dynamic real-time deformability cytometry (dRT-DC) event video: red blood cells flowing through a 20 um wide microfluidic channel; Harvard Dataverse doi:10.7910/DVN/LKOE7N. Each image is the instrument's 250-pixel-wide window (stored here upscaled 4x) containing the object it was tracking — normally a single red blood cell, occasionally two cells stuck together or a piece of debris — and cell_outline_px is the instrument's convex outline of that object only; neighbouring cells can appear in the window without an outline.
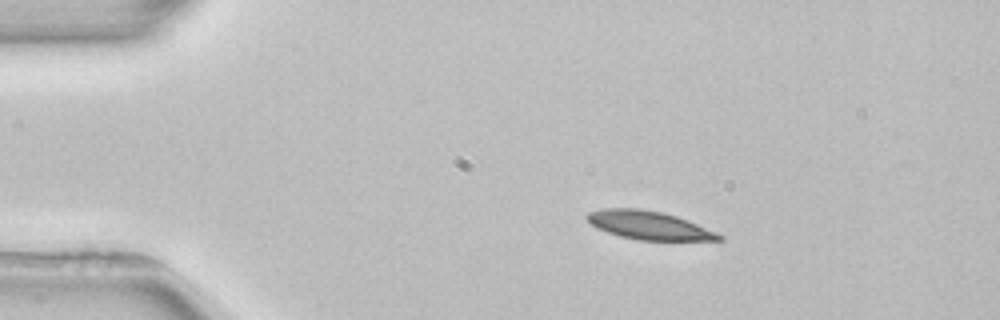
{"species": "common noctule bat (a hibernating species)", "species_latin": "Nyctalus noctula", "temperature_condition": "room temperature", "stored_images_in_passage": 5, "camera_frame_rate_fps": 3000, "um_per_image_px": 0.085, "animal": {"sex": "female", "body_mass_g": 22.7, "forearm_length_mm": 54.2}, "frame": {"image": 1, "passage_image": 2, "time_ms": 1.333, "image_size_px": [1000, 320], "cell_outline_px": [[724, 240], [640, 240], [620, 236], [608, 232], [592, 224], [584, 216], [588, 212], [604, 208], [640, 208], [660, 212], [676, 216], [716, 232], [724, 236]], "centroid_in_image_um": [55.15, 19.14], "position_along_channel_um": 29.9, "area_um2": 21.5}}
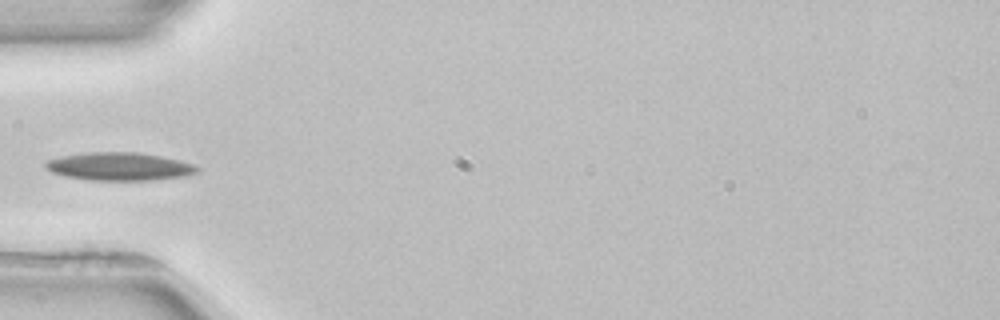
{"frame": {"image": 2, "passage_image": 4, "time_ms": 4.0, "image_size_px": [1000, 320], "cell_outline_px": [[200, 168], [196, 172], [184, 176], [152, 180], [92, 180], [64, 176], [52, 172], [44, 168], [44, 164], [48, 160], [60, 156], [88, 152], [140, 152], [180, 160], [192, 164]], "centroid_in_image_um": [10.12, 14.14], "position_along_channel_um": 74.9, "area_um2": 24.74}}